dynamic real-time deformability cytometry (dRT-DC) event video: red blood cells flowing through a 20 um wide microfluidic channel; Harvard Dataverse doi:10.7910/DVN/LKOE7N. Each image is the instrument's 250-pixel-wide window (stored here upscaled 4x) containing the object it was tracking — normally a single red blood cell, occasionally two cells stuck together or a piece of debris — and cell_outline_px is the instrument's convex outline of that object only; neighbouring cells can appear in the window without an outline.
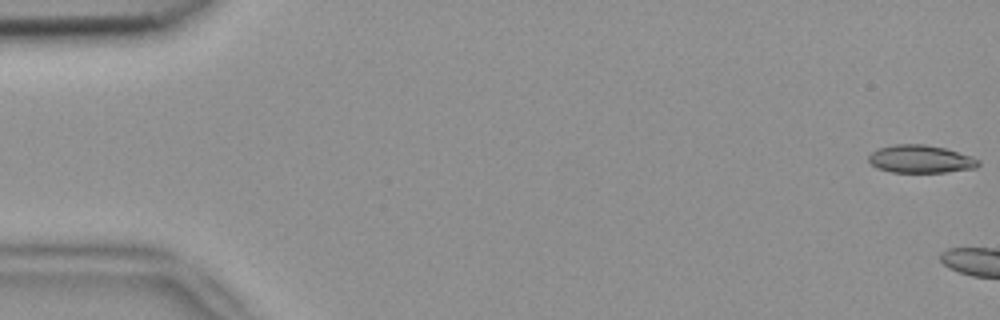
{"species": "common noctule bat (a hibernating species)", "species_latin": "Nyctalus noctula", "temperature_condition": "room temperature", "stored_images_in_passage": 5, "camera_frame_rate_fps": 3000, "um_per_image_px": 0.085, "animal": {"sex": "female", "body_mass_g": 18.4}, "frame": {"image": 1, "passage_image": 1, "time_ms": 0.0, "image_size_px": [1000, 320], "cell_outline_px": [[980, 164], [976, 168], [944, 172], [892, 172], [876, 168], [868, 160], [868, 156], [876, 148], [896, 144], [924, 144], [944, 148], [980, 160]], "centroid_in_image_um": [78.2, 13.52], "position_along_channel_um": 6.8, "area_um2": 17.69}}